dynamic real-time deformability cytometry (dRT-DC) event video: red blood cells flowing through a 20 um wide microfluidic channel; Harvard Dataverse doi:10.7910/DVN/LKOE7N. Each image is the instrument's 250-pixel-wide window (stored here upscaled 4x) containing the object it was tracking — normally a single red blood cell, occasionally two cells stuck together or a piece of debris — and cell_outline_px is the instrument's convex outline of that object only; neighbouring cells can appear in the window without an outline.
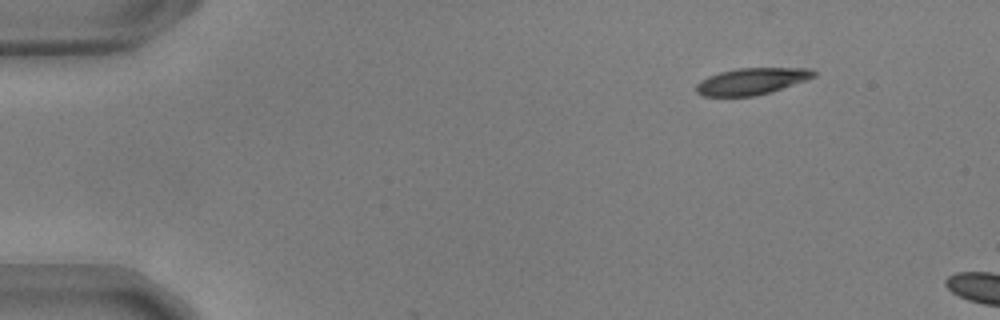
{"species": "common noctule bat (a hibernating species)", "species_latin": "Nyctalus noctula", "temperature_condition": "warm", "stored_images_in_passage": 4, "camera_frame_rate_fps": 3000, "um_per_image_px": 0.085, "animal": {"sex": "male", "body_mass_g": 17.9, "forearm_length_mm": 54.2}, "frame": {"image": 1, "passage_image": 1, "time_ms": 0.0, "image_size_px": [1000, 320], "cell_outline_px": [[816, 76], [756, 96], [704, 96], [696, 92], [696, 84], [700, 80], [708, 76], [720, 72], [736, 68], [808, 68], [816, 72]], "centroid_in_image_um": [63.83, 6.9], "position_along_channel_um": 21.2, "area_um2": 17.98}}